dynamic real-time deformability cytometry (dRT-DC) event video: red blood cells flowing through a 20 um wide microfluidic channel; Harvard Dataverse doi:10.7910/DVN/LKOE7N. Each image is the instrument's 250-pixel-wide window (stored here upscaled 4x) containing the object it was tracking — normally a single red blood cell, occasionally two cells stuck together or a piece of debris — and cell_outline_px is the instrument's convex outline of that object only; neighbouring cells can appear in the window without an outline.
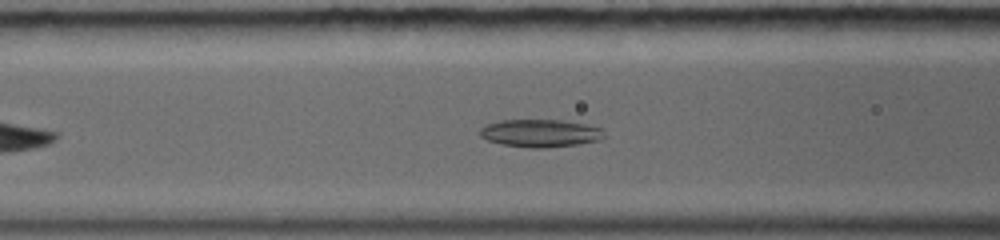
{"species": "common noctule bat (a hibernating species)", "species_latin": "Nyctalus noctula", "temperature_condition": "warm", "stored_images_in_passage": 27, "camera_frame_rate_fps": 5000, "um_per_image_px": 0.085, "animal": {"sex": "female", "body_mass_g": 19.0, "forearm_length_mm": 56.7}, "frame": {"image": 1, "passage_image": 10, "time_ms": 3.6, "image_size_px": [1000, 240], "cell_outline_px": [[604, 136], [600, 140], [576, 144], [544, 148], [528, 148], [504, 144], [488, 140], [480, 136], [480, 128], [484, 124], [500, 120], [560, 120], [584, 124], [600, 128]], "centroid_in_image_um": [45.87, 11.32], "position_along_channel_um": 120.7, "area_um2": 19.88}}
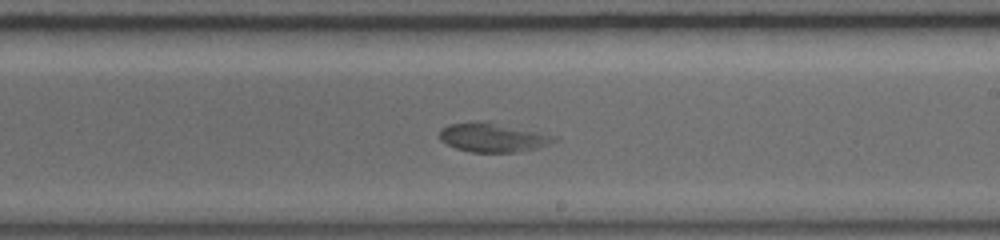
{"frame": {"image": 2, "passage_image": 16, "time_ms": 6.8, "image_size_px": [1000, 240], "cell_outline_px": [[560, 140], [540, 148], [516, 152], [472, 152], [456, 148], [440, 140], [440, 128], [448, 124], [476, 120], [484, 120], [560, 136]], "centroid_in_image_um": [41.95, 11.66], "position_along_channel_um": 247.0, "area_um2": 19.94}}
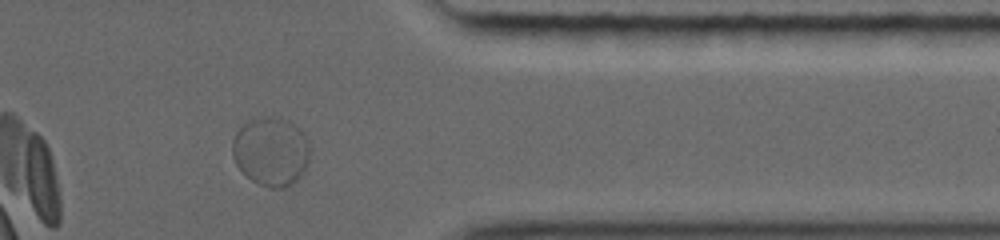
{"frame": {"image": 3, "passage_image": 24, "time_ms": 10.6, "image_size_px": [1000, 240], "cell_outline_px": [[312, 148], [304, 172], [292, 184], [284, 188], [272, 188], [260, 184], [252, 180], [236, 164], [232, 156], [232, 140], [236, 132], [252, 116], [280, 116], [288, 120], [304, 132]], "centroid_in_image_um": [23.06, 12.83], "position_along_channel_um": 388.3, "area_um2": 31.67}}